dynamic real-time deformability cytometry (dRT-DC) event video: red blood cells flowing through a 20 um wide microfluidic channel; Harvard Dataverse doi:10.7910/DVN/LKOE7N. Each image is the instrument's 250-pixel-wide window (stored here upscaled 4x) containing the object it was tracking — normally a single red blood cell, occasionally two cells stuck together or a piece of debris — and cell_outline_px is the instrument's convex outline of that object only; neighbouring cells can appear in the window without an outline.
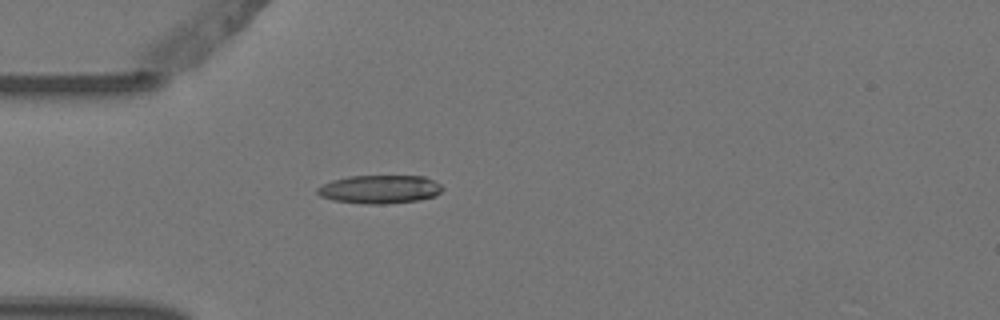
{"species": "Egyptian fruit bat (a non-hibernating species)", "species_latin": "Rousettus aegyptiacus", "temperature_condition": "warm", "stored_images_in_passage": 4, "camera_frame_rate_fps": 3000, "um_per_image_px": 0.085, "animal": {"sex": "female"}, "frame": {"image": 1, "passage_image": 4, "time_ms": 1.0, "image_size_px": [1000, 320], "cell_outline_px": [[444, 188], [436, 196], [416, 200], [384, 204], [364, 204], [332, 200], [320, 196], [316, 192], [316, 188], [332, 180], [348, 176], [424, 176], [440, 184]], "centroid_in_image_um": [32.25, 16.09], "position_along_channel_um": 52.7, "area_um2": 20.69}}